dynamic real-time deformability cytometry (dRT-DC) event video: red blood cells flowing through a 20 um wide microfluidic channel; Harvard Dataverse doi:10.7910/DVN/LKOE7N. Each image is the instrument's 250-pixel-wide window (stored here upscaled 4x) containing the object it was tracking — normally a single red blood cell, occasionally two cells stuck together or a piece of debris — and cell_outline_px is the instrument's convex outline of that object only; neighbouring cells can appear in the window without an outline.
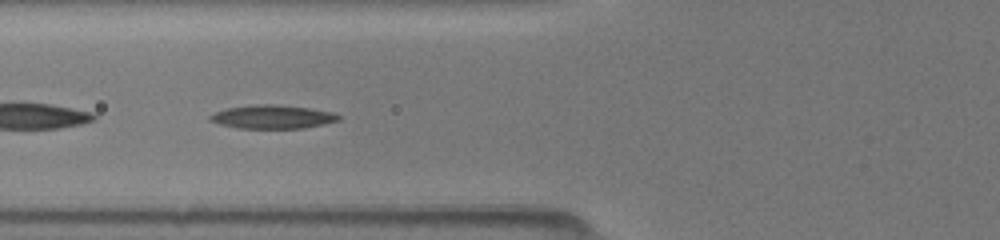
{"species": "common noctule bat (a hibernating species)", "species_latin": "Nyctalus noctula", "temperature_condition": "room temperature", "stored_images_in_passage": 59, "segment_of_instrument_passage": [2, 2], "camera_frame_rate_fps": 3000, "um_per_image_px": 0.085, "animal": {"sex": "female", "body_mass_g": 19.5, "forearm_length_mm": 54.1}, "frame": {"image": 1, "passage_image": 23, "time_ms": 6.333, "image_size_px": [1000, 240], "cell_outline_px": [[340, 120], [324, 124], [304, 128], [236, 128], [220, 124], [208, 120], [208, 116], [216, 112], [228, 108], [256, 104], [276, 104], [308, 108], [332, 112], [340, 116]], "centroid_in_image_um": [23.15, 9.93], "position_along_channel_um": 102.6, "area_um2": 17.57}}
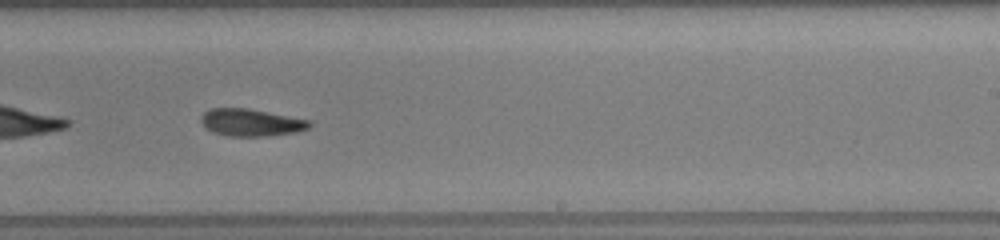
{"frame": {"image": 2, "passage_image": 36, "time_ms": 10.333, "image_size_px": [1000, 240], "cell_outline_px": [[312, 124], [308, 128], [296, 132], [264, 136], [228, 136], [212, 132], [200, 120], [200, 116], [204, 112], [212, 108], [248, 108], [312, 120]], "centroid_in_image_um": [21.36, 10.4], "position_along_channel_um": 267.6, "area_um2": 17.22}}
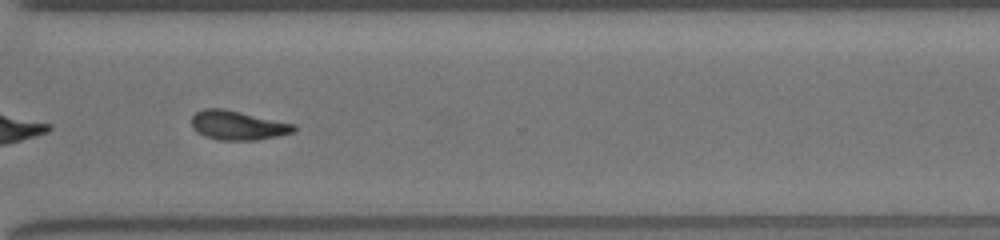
{"frame": {"image": 3, "passage_image": 43, "time_ms": 12.333, "image_size_px": [1000, 240], "cell_outline_px": [[296, 128], [292, 132], [276, 136], [256, 140], [220, 140], [204, 136], [192, 128], [192, 116], [196, 112], [204, 108], [224, 108], [296, 124]], "centroid_in_image_um": [20.19, 10.64], "position_along_channel_um": 350.4, "area_um2": 17.4}}